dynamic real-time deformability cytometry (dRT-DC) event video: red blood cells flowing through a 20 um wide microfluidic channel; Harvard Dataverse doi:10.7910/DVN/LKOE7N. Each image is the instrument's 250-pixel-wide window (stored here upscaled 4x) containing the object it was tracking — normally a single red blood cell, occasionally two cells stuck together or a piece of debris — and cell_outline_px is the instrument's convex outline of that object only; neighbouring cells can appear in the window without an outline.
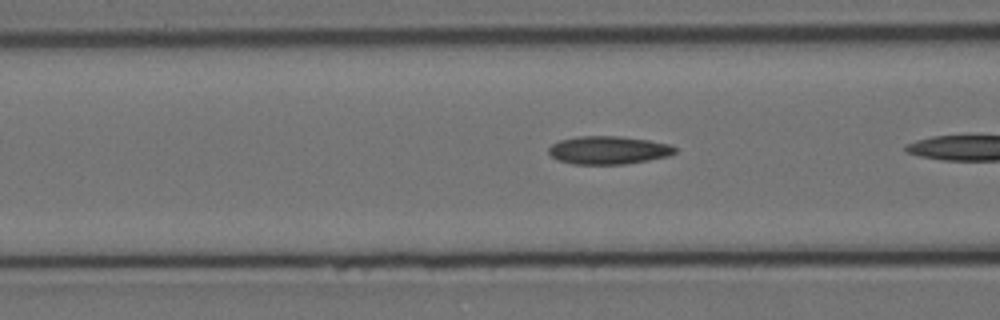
{"species": "Egyptian fruit bat (a non-hibernating species)", "species_latin": "Rousettus aegyptiacus", "temperature_condition": "cold", "stored_images_in_passage": 6, "camera_frame_rate_fps": 3000, "um_per_image_px": 0.085, "animal": {"sex": "female"}, "frame": {"image": 1, "passage_image": 5, "time_ms": 1.333, "image_size_px": [1000, 320], "cell_outline_px": [[676, 152], [668, 156], [648, 160], [624, 164], [572, 164], [560, 160], [552, 156], [548, 152], [548, 148], [552, 144], [560, 140], [580, 136], [620, 136], [648, 140], [668, 144], [676, 148]], "centroid_in_image_um": [51.71, 12.76], "position_along_channel_um": 114.9, "area_um2": 20.52}}